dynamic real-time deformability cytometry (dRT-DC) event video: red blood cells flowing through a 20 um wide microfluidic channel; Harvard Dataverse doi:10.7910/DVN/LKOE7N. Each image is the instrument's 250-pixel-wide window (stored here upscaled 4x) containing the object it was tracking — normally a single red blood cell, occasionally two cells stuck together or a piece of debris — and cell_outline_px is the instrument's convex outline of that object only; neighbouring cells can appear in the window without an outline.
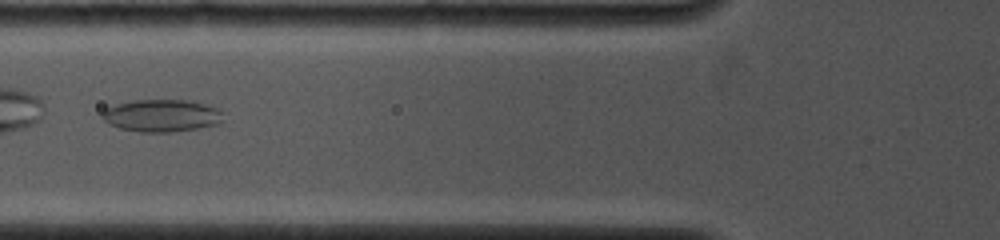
{"species": "common noctule bat (a hibernating species)", "species_latin": "Nyctalus noctula", "temperature_condition": "cold", "stored_images_in_passage": 4, "camera_frame_rate_fps": 4000, "um_per_image_px": 0.085, "animal": {"sex": "female", "body_mass_g": 19.0, "forearm_length_mm": 53.3}, "frame": {"image": 1, "passage_image": 3, "time_ms": 1.25, "image_size_px": [1000, 240], "cell_outline_px": [[220, 124], [172, 132], [140, 132], [120, 128], [108, 124], [100, 116], [108, 108], [116, 104], [132, 100], [184, 100], [208, 104], [216, 108], [220, 112]], "centroid_in_image_um": [13.71, 9.83], "position_along_channel_um": 112.1, "area_um2": 22.6}}
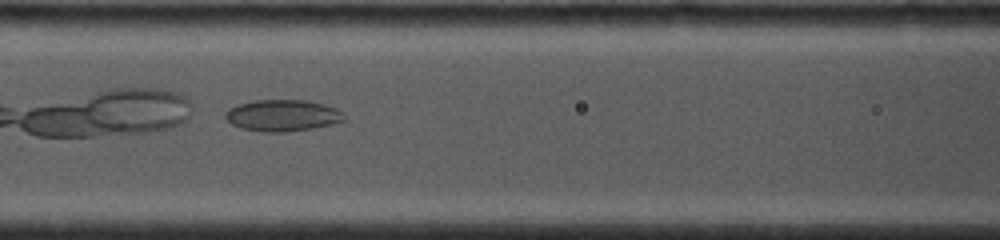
{"frame": {"image": 2, "passage_image": 4, "time_ms": 2.0, "image_size_px": [1000, 240], "cell_outline_px": [[348, 120], [332, 124], [312, 128], [284, 132], [264, 132], [240, 128], [232, 124], [224, 116], [224, 112], [228, 108], [236, 104], [256, 100], [308, 100], [324, 104], [336, 108], [344, 112]], "centroid_in_image_um": [24.03, 9.81], "position_along_channel_um": 142.6, "area_um2": 22.14}}